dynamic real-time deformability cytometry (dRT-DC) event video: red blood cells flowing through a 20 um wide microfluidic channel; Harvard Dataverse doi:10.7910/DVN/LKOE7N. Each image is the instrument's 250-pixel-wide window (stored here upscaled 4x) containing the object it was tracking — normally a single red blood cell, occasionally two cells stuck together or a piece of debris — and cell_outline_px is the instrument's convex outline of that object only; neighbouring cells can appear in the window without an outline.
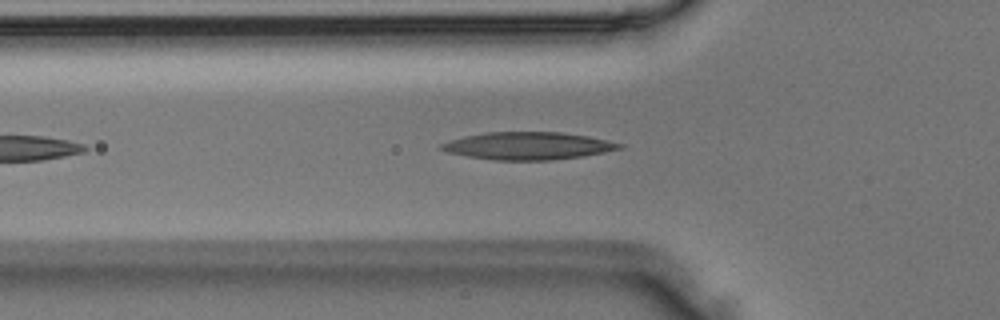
{"species": "Egyptian fruit bat (a non-hibernating species)", "species_latin": "Rousettus aegyptiacus", "temperature_condition": "room temperature", "stored_images_in_passage": 36, "camera_frame_rate_fps": 3000, "um_per_image_px": 0.085, "animal": {"sex": "male"}, "frame": {"image": 1, "passage_image": 6, "time_ms": 1.667, "image_size_px": [1000, 320], "cell_outline_px": [[624, 148], [584, 156], [552, 160], [492, 160], [468, 156], [448, 152], [436, 148], [440, 144], [464, 136], [488, 132], [560, 132], [588, 136], [624, 144]], "centroid_in_image_um": [44.88, 12.4], "position_along_channel_um": 80.9, "area_um2": 28.55}}
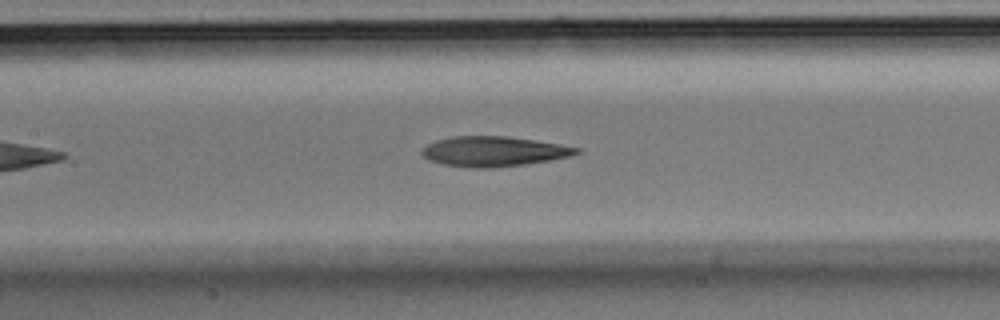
{"frame": {"image": 2, "passage_image": 12, "time_ms": 3.667, "image_size_px": [1000, 320], "cell_outline_px": [[580, 152], [572, 156], [524, 164], [488, 168], [472, 168], [444, 164], [428, 160], [420, 152], [428, 144], [436, 140], [452, 136], [504, 136], [536, 140], [560, 144], [580, 148]], "centroid_in_image_um": [41.96, 12.86], "position_along_channel_um": 165.4, "area_um2": 26.88}}
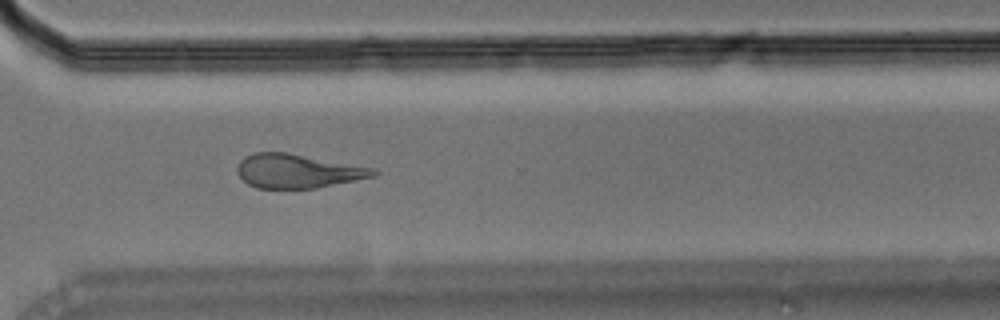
{"frame": {"image": 3, "passage_image": 25, "time_ms": 8.0, "image_size_px": [1000, 320], "cell_outline_px": [[380, 172], [376, 176], [316, 188], [256, 188], [248, 184], [236, 172], [236, 168], [240, 160], [244, 156], [252, 152], [284, 152], [376, 168]], "centroid_in_image_um": [25.3, 14.54], "position_along_channel_um": 345.3, "area_um2": 26.99}}